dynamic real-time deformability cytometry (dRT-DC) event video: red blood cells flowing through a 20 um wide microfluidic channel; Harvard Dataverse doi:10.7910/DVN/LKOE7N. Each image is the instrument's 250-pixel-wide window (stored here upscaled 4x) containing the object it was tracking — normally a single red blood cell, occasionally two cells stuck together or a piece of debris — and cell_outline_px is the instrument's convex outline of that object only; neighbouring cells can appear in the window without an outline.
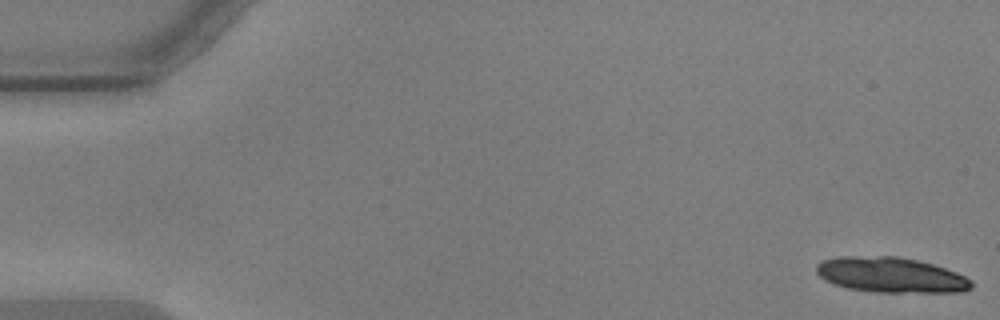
{"species": "common noctule bat (a hibernating species)", "species_latin": "Nyctalus noctula", "temperature_condition": "warm", "stored_images_in_passage": 17, "camera_frame_rate_fps": 3000, "um_per_image_px": 0.085, "animal": {"sex": "male", "body_mass_g": 17.9, "forearm_length_mm": 54.2}, "frame": {"image": 1, "passage_image": 1, "time_ms": 0.0, "image_size_px": [1000, 320], "cell_outline_px": [[972, 288], [964, 292], [876, 292], [848, 288], [832, 284], [824, 280], [816, 272], [816, 264], [824, 260], [840, 256], [900, 256], [932, 264], [956, 272], [972, 280]], "centroid_in_image_um": [75.72, 23.37], "position_along_channel_um": 9.3, "area_um2": 31.96}}